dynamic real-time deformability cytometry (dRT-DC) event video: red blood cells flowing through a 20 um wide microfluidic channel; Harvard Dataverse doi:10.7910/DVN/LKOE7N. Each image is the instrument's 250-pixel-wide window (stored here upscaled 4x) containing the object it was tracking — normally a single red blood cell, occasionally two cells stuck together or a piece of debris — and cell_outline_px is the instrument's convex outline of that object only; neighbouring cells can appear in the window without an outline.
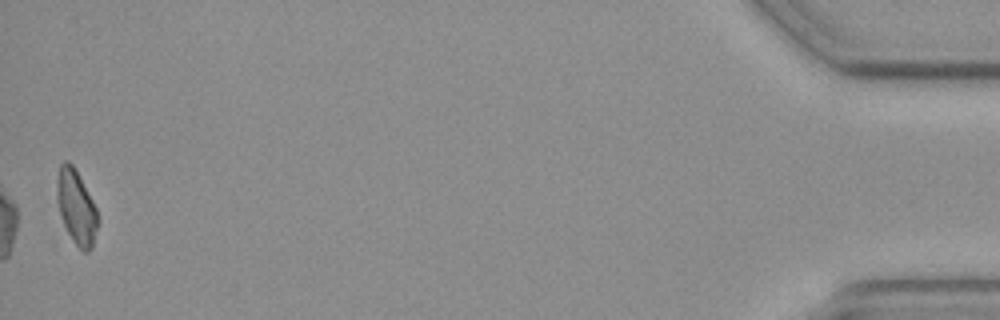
{"species": "common noctule bat (a hibernating species)", "species_latin": "Nyctalus noctula", "temperature_condition": "cold", "stored_images_in_passage": 41, "camera_frame_rate_fps": 3000, "um_per_image_px": 0.085, "animal": {"sex": "female", "body_mass_g": 19.3, "forearm_length_mm": 54.1}, "frame": {"image": 1, "passage_image": 41, "time_ms": 13.333, "image_size_px": [1000, 320], "cell_outline_px": [[100, 220], [92, 248], [88, 252], [84, 252], [76, 244], [68, 232], [64, 224], [56, 200], [56, 192], [60, 164], [64, 160], [68, 160], [72, 164], [92, 200], [96, 208]], "centroid_in_image_um": [6.51, 17.63], "position_along_channel_um": 428.7, "area_um2": 17.46}, "authors_computed_cell_mechanics": {"area_um2": 18.9006, "velocity_mm_per_s": 3.6648, "shape_relaxation_time_tau1_ms": 9.0082, "shape_relaxation_time_tau2_ms": null, "deformation_change_tau1": 0.144, "deformation_change_tau2": null}}